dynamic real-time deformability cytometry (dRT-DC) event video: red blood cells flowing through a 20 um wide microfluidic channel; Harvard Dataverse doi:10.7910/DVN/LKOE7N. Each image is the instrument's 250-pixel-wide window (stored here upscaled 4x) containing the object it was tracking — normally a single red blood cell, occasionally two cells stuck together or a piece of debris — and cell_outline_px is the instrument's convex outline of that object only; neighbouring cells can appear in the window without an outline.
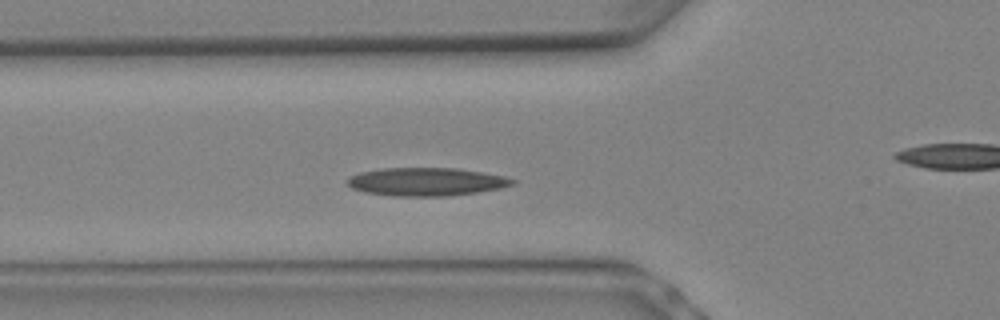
{"species": "Egyptian fruit bat (a non-hibernating species)", "species_latin": "Rousettus aegyptiacus", "temperature_condition": "warm", "stored_images_in_passage": 8, "segment_of_instrument_passage": [1, 2], "camera_frame_rate_fps": 3000, "um_per_image_px": 0.085, "animal": {"sex": "female"}, "frame": {"image": 1, "passage_image": 7, "time_ms": 2.0, "image_size_px": [1000, 320], "cell_outline_px": [[516, 184], [500, 188], [476, 192], [444, 196], [392, 196], [364, 192], [352, 188], [344, 180], [348, 176], [360, 172], [380, 168], [456, 168], [484, 172], [504, 176], [516, 180]], "centroid_in_image_um": [36.2, 15.44], "position_along_channel_um": 89.6, "area_um2": 27.28}}